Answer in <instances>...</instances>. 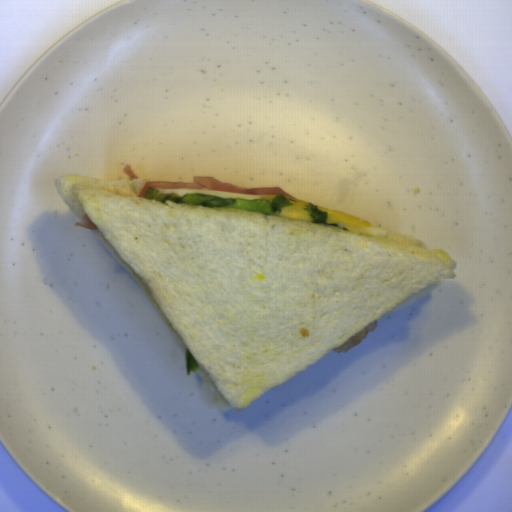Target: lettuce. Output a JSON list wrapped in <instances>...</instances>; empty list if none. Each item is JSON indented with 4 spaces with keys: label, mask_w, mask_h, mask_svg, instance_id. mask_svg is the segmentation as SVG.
<instances>
[{
    "label": "lettuce",
    "mask_w": 512,
    "mask_h": 512,
    "mask_svg": "<svg viewBox=\"0 0 512 512\" xmlns=\"http://www.w3.org/2000/svg\"><path fill=\"white\" fill-rule=\"evenodd\" d=\"M144 199L157 202L173 201L179 205H199L205 208H239L267 215L280 213L284 207L297 202L281 193L273 198L264 199L226 198L193 192H186L182 196H178L174 192L162 193L153 186L148 187Z\"/></svg>",
    "instance_id": "1"
},
{
    "label": "lettuce",
    "mask_w": 512,
    "mask_h": 512,
    "mask_svg": "<svg viewBox=\"0 0 512 512\" xmlns=\"http://www.w3.org/2000/svg\"><path fill=\"white\" fill-rule=\"evenodd\" d=\"M304 211H306L307 215L310 216L311 223L321 224L323 228L337 227V228L343 229L345 231H349V229L345 228L341 224L328 222L329 212H325V211L319 209L318 205L313 204L312 201L309 202L304 207Z\"/></svg>",
    "instance_id": "2"
},
{
    "label": "lettuce",
    "mask_w": 512,
    "mask_h": 512,
    "mask_svg": "<svg viewBox=\"0 0 512 512\" xmlns=\"http://www.w3.org/2000/svg\"><path fill=\"white\" fill-rule=\"evenodd\" d=\"M199 368L200 367H199L197 361L195 360V358L193 357V355L191 354V352L189 351V349L186 346V349H185V370H186V373L189 374V375L192 374V372H196L197 373Z\"/></svg>",
    "instance_id": "3"
}]
</instances>
